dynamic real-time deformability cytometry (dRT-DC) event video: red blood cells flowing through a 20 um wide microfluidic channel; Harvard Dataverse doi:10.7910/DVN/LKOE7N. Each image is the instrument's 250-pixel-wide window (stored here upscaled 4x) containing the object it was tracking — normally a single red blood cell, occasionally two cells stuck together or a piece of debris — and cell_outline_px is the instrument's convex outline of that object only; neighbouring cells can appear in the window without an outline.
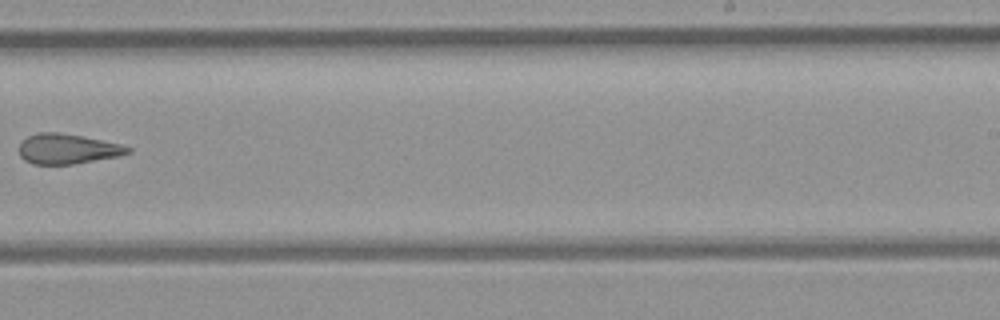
{"species": "common noctule bat (a hibernating species)", "species_latin": "Nyctalus noctula", "temperature_condition": "room temperature", "stored_images_in_passage": 11, "camera_frame_rate_fps": 3000, "um_per_image_px": 0.085, "animal": {"sex": "female", "body_mass_g": 21.9}, "frame": {"image": 1, "passage_image": 10, "time_ms": 11.0, "image_size_px": [1000, 320], "cell_outline_px": [[132, 152], [116, 156], [72, 164], [32, 164], [24, 160], [20, 156], [20, 140], [28, 136], [40, 132], [60, 132], [84, 136], [120, 144], [132, 148]], "centroid_in_image_um": [5.71, 12.64], "position_along_channel_um": 283.3, "area_um2": 19.02}}
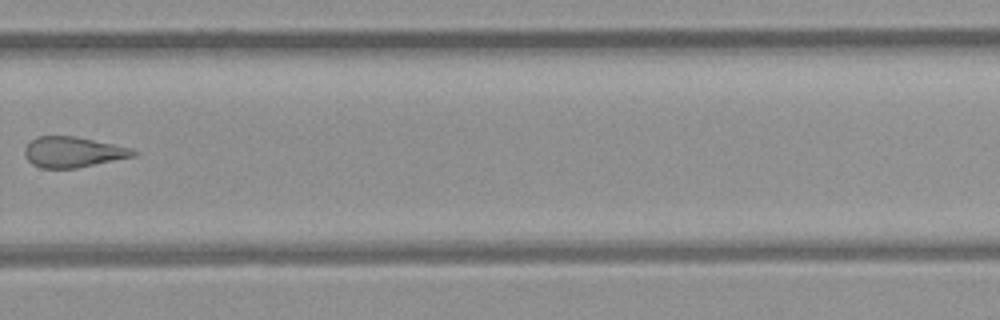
{"frame": {"image": 2, "passage_image": 11, "time_ms": 12.0, "image_size_px": [1000, 320], "cell_outline_px": [[136, 156], [76, 168], [40, 168], [32, 164], [24, 156], [24, 148], [36, 136], [76, 136], [132, 148], [136, 152]], "centroid_in_image_um": [6.19, 12.92], "position_along_channel_um": 323.6, "area_um2": 19.36}}